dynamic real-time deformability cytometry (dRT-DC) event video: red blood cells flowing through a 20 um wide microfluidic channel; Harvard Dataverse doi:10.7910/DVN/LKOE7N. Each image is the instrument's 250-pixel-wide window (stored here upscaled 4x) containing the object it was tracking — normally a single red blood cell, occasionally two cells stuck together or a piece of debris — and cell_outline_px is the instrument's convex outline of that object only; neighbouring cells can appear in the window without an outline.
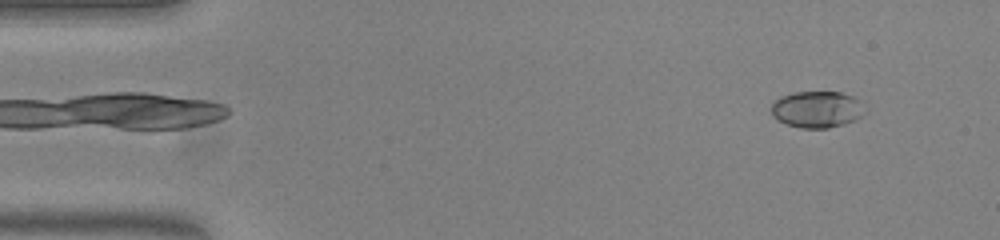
{"species": "common noctule bat (a hibernating species)", "species_latin": "Nyctalus noctula", "temperature_condition": "warm", "stored_images_in_passage": 53, "camera_frame_rate_fps": 3000, "um_per_image_px": 0.085, "animal": {"sex": "female", "body_mass_g": 23.0, "forearm_length_mm": 53.4}, "frame": {"image": 1, "passage_image": 4, "time_ms": 1.0, "image_size_px": [1000, 240], "cell_outline_px": [[868, 112], [856, 120], [844, 124], [828, 128], [800, 128], [788, 124], [772, 116], [772, 104], [780, 96], [792, 92], [840, 92], [852, 96], [868, 108]], "centroid_in_image_um": [69.5, 9.3], "position_along_channel_um": 15.5, "area_um2": 20.11}}
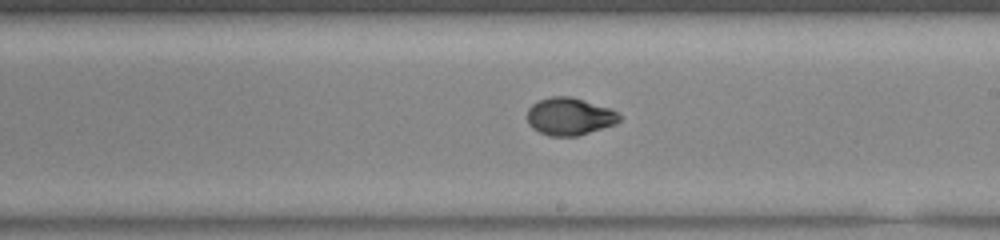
{"frame": {"image": 2, "passage_image": 30, "time_ms": 9.667, "image_size_px": [1000, 240], "cell_outline_px": [[624, 116], [616, 124], [576, 136], [548, 136], [532, 128], [528, 124], [528, 108], [532, 104], [540, 100], [552, 96], [572, 96], [608, 108]], "centroid_in_image_um": [48.41, 9.9], "position_along_channel_um": 240.6, "area_um2": 20.11}}
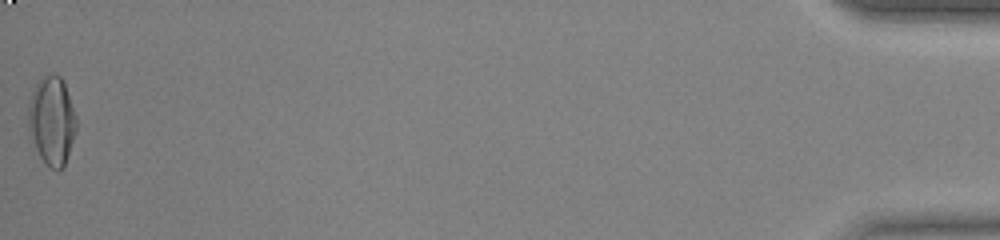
{"frame": {"image": 3, "passage_image": 53, "time_ms": 17.333, "image_size_px": [1000, 240], "cell_outline_px": [[76, 132], [64, 164], [60, 168], [52, 168], [40, 156], [36, 148], [28, 124], [28, 104], [32, 92], [36, 84], [44, 76], [60, 76], [64, 84], [76, 116]], "centroid_in_image_um": [4.41, 10.24], "position_along_channel_um": 430.8, "area_um2": 23.87}, "authors_computed_cell_mechanics": {"area_um2": 20.2878, "velocity_mm_per_s": 3.8095, "shape_relaxation_time_tau1_ms": 7.3305, "shape_relaxation_time_tau2_ms": 1.1343, "deformation_change_tau1": 0.2437, "deformation_change_tau2": 0.0402}}